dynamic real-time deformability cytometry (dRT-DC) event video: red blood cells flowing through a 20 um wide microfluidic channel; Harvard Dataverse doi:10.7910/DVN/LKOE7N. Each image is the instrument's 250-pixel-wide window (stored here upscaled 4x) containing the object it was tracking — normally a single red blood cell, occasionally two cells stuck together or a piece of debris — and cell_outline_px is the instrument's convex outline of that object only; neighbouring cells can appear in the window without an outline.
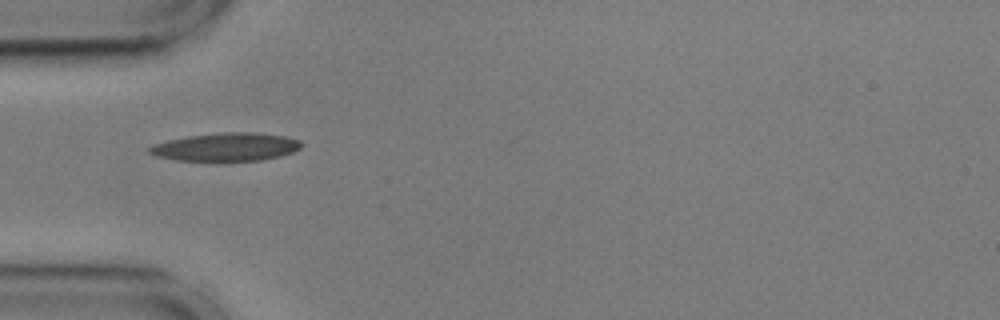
{"species": "common noctule bat (a hibernating species)", "species_latin": "Nyctalus noctula", "temperature_condition": "cold", "stored_images_in_passage": 24, "camera_frame_rate_fps": 3000, "um_per_image_px": 0.085, "animal": {"sex": "male", "body_mass_g": 17.9, "forearm_length_mm": 54.2}, "frame": {"image": 1, "passage_image": 1, "time_ms": 0.0, "image_size_px": [1000, 320], "cell_outline_px": [[304, 144], [300, 148], [292, 152], [280, 156], [260, 160], [176, 160], [156, 156], [148, 152], [148, 148], [152, 144], [168, 140], [188, 136], [220, 132], [256, 132], [284, 136], [300, 140]], "centroid_in_image_um": [19.22, 12.47], "position_along_channel_um": 65.8, "area_um2": 24.85}}